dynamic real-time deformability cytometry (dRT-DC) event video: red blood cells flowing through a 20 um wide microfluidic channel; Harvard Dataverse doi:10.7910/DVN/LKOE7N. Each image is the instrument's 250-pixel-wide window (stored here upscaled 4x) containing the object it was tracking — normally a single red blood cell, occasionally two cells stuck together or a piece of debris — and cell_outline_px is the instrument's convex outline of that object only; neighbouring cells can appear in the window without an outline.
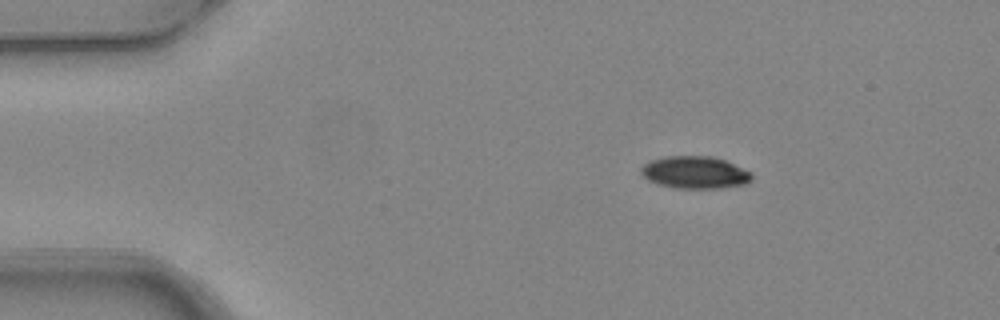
{"species": "common noctule bat (a hibernating species)", "species_latin": "Nyctalus noctula", "temperature_condition": "warm", "stored_images_in_passage": 3, "camera_frame_rate_fps": 3000, "um_per_image_px": 0.085, "animal": {"sex": "female", "body_mass_g": 24.6, "forearm_length_mm": 56.2}, "frame": {"image": 1, "passage_image": 1, "time_ms": 0.0, "image_size_px": [1000, 320], "cell_outline_px": [[752, 180], [744, 184], [720, 188], [676, 188], [660, 184], [648, 180], [640, 172], [640, 168], [644, 164], [652, 160], [668, 156], [712, 156], [724, 160], [752, 172]], "centroid_in_image_um": [59.08, 14.65], "position_along_channel_um": 25.9, "area_um2": 20.69}}